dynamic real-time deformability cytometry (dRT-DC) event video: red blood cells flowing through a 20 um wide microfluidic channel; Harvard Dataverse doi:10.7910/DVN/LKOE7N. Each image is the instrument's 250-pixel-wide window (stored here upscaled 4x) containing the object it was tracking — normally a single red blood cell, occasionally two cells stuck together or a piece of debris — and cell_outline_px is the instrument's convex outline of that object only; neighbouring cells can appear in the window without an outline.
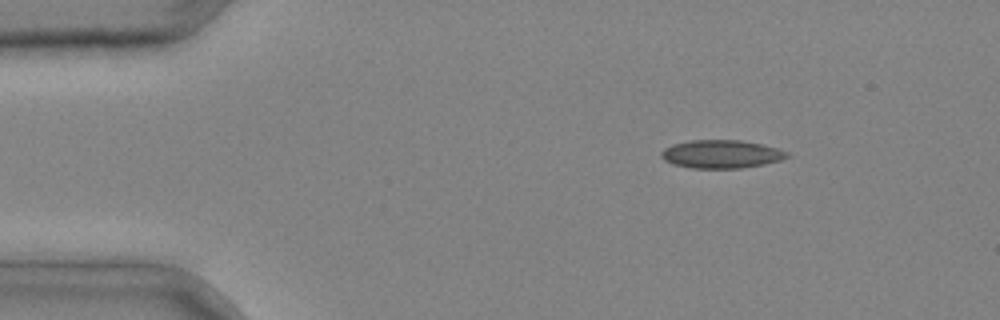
{"species": "common noctule bat (a hibernating species)", "species_latin": "Nyctalus noctula", "temperature_condition": "cold", "stored_images_in_passage": 3, "camera_frame_rate_fps": 3000, "um_per_image_px": 0.085, "animal": {"sex": "male", "body_mass_g": 20.4}, "frame": {"image": 1, "passage_image": 1, "time_ms": 0.0, "image_size_px": [1000, 320], "cell_outline_px": [[792, 156], [780, 160], [764, 164], [740, 168], [692, 168], [672, 164], [664, 160], [660, 156], [660, 152], [664, 148], [672, 144], [688, 140], [740, 140], [760, 144], [776, 148], [788, 152]], "centroid_in_image_um": [61.28, 13.1], "position_along_channel_um": 23.7, "area_um2": 20.75}}
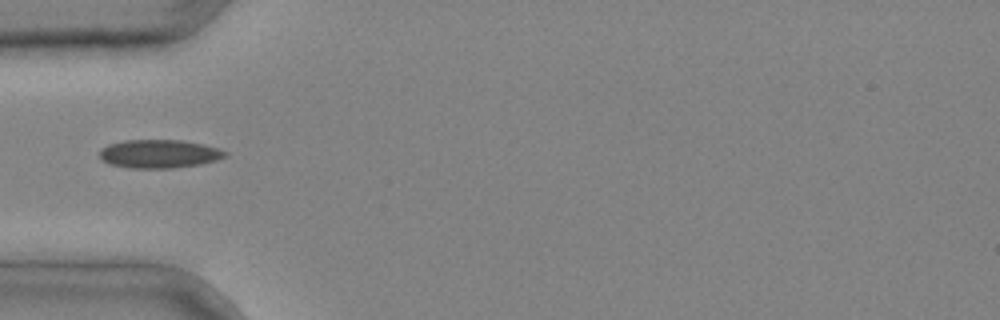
{"frame": {"image": 2, "passage_image": 3, "time_ms": 0.667, "image_size_px": [1000, 320], "cell_outline_px": [[228, 156], [216, 160], [200, 164], [172, 168], [128, 168], [108, 164], [100, 160], [100, 148], [108, 144], [124, 140], [180, 140], [204, 144], [228, 152]], "centroid_in_image_um": [13.49, 13.08], "position_along_channel_um": 71.5, "area_um2": 20.98}}